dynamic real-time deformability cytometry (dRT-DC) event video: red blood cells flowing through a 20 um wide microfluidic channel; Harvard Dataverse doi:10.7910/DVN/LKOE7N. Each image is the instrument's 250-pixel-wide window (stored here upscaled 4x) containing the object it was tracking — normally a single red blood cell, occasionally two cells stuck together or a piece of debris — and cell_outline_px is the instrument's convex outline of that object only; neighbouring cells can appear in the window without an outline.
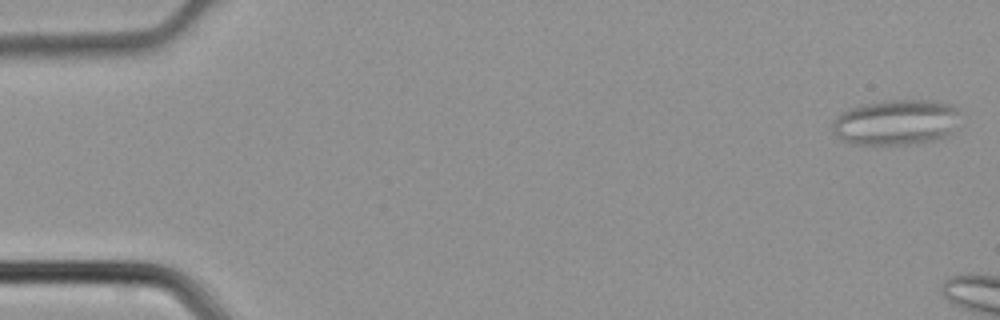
{"species": "common noctule bat (a hibernating species)", "species_latin": "Nyctalus noctula", "temperature_condition": "cold", "stored_images_in_passage": 7, "camera_frame_rate_fps": 3000, "um_per_image_px": 0.085, "animal": {"sex": "male", "body_mass_g": 21.5, "forearm_length_mm": 52.0}, "frame": {"image": 1, "passage_image": 2, "time_ms": 0.333, "image_size_px": [1000, 320], "cell_outline_px": [[956, 112], [948, 136], [932, 140], [908, 144], [852, 144], [836, 136], [832, 132], [832, 124], [836, 116], [840, 112], [848, 108], [860, 104], [884, 100], [932, 100], [952, 104], [956, 108]], "centroid_in_image_um": [76.05, 10.38], "position_along_channel_um": 9.0, "area_um2": 33.58}}